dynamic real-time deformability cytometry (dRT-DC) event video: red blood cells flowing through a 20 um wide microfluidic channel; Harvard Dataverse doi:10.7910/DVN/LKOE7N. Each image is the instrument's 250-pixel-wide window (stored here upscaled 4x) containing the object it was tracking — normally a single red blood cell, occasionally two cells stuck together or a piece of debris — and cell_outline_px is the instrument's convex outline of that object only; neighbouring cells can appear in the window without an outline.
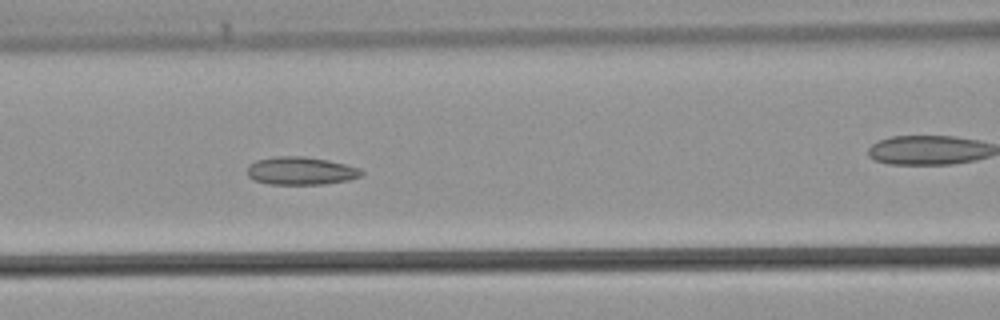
{"species": "common noctule bat (a hibernating species)", "species_latin": "Nyctalus noctula", "temperature_condition": "warm", "stored_images_in_passage": 17, "camera_frame_rate_fps": 3000, "um_per_image_px": 0.085, "animal": {"sex": "male", "body_mass_g": 21.5, "forearm_length_mm": 52.0}, "frame": {"image": 1, "passage_image": 6, "time_ms": 1.667, "image_size_px": [1000, 320], "cell_outline_px": [[364, 172], [360, 176], [348, 180], [324, 184], [268, 184], [256, 180], [248, 176], [248, 164], [256, 160], [276, 156], [304, 156], [328, 160], [360, 168]], "centroid_in_image_um": [25.56, 14.51], "position_along_channel_um": 141.0, "area_um2": 18.55}}
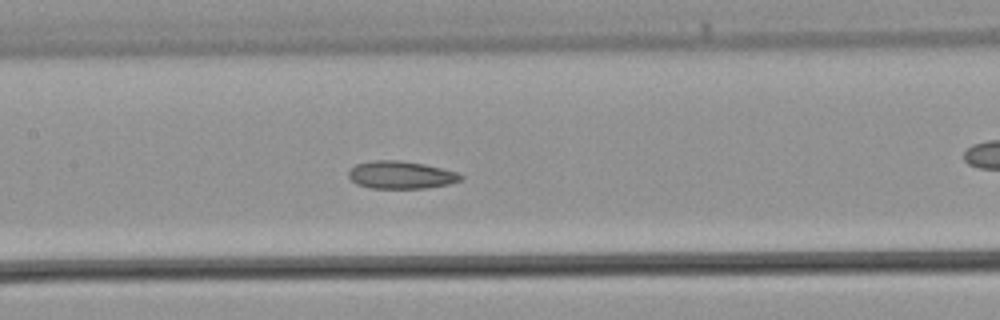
{"frame": {"image": 2, "passage_image": 8, "time_ms": 2.333, "image_size_px": [1000, 320], "cell_outline_px": [[464, 180], [448, 184], [424, 188], [372, 188], [356, 184], [348, 176], [348, 172], [356, 164], [376, 160], [396, 160], [424, 164], [456, 172], [464, 176]], "centroid_in_image_um": [34.09, 14.87], "position_along_channel_um": 173.3, "area_um2": 17.92}}